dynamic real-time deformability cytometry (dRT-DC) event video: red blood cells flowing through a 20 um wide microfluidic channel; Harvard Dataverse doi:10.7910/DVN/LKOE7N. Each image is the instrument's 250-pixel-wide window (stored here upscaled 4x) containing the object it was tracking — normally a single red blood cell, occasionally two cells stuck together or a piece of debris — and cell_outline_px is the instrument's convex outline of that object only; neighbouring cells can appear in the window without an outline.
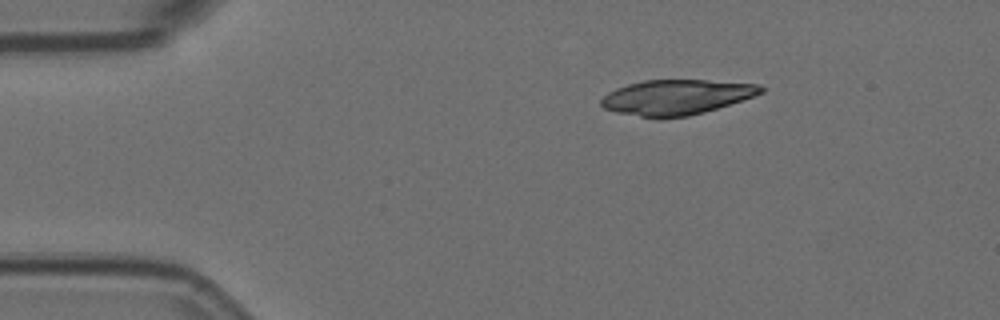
{"species": "Egyptian fruit bat (a non-hibernating species)", "species_latin": "Rousettus aegyptiacus", "temperature_condition": "room temperature", "stored_images_in_passage": 3, "segment_of_instrument_passage": [1, 2], "camera_frame_rate_fps": 3000, "um_per_image_px": 0.085, "animal": {"sex": "female"}, "frame": {"image": 1, "passage_image": 1, "time_ms": 0.0, "image_size_px": [1000, 320], "cell_outline_px": [[764, 92], [756, 96], [704, 112], [688, 116], [660, 120], [616, 112], [604, 108], [600, 104], [600, 100], [608, 92], [616, 88], [628, 84], [644, 80], [708, 80], [760, 84], [764, 88]], "centroid_in_image_um": [57.5, 8.27], "position_along_channel_um": 27.5, "area_um2": 33.06}}